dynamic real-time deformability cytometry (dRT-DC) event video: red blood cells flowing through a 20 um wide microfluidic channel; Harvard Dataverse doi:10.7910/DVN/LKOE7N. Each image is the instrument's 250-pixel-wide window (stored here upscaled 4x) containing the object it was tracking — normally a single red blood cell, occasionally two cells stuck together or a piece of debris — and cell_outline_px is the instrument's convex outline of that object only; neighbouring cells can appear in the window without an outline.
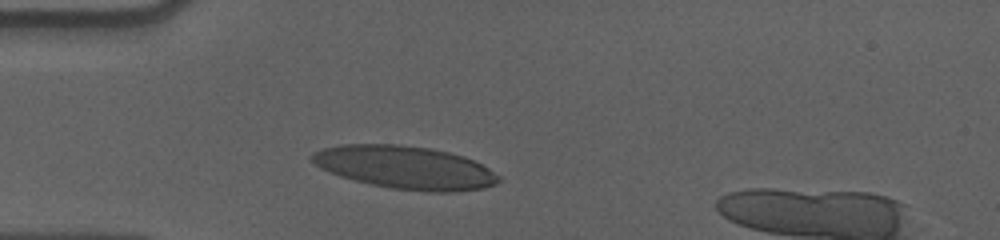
{"species": "human", "species_latin": "Homo sapiens", "temperature_condition": "cold", "stored_images_in_passage": 38, "camera_frame_rate_fps": 3000, "um_per_image_px": 0.085, "donor": {"sex": "male"}, "frame": {"image": 1, "passage_image": 7, "time_ms": 2.0, "image_size_px": [1000, 240], "cell_outline_px": [[500, 180], [496, 184], [484, 188], [456, 192], [428, 192], [392, 188], [372, 184], [340, 176], [320, 168], [308, 156], [312, 152], [324, 148], [340, 144], [400, 144], [432, 148], [464, 156], [488, 168], [500, 176]], "centroid_in_image_um": [34.44, 14.23], "position_along_channel_um": 50.6, "area_um2": 46.82}}
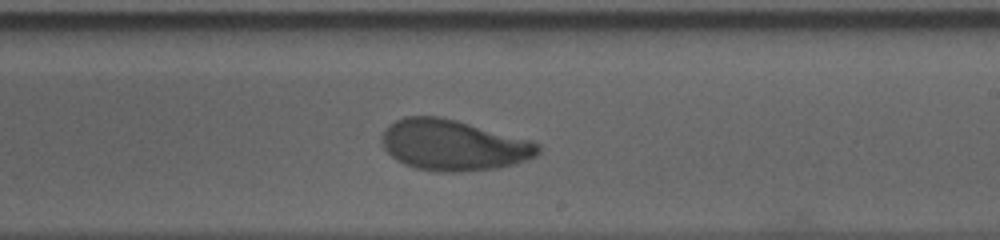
{"frame": {"image": 2, "passage_image": 25, "time_ms": 8.0, "image_size_px": [1000, 240], "cell_outline_px": [[540, 152], [536, 156], [516, 164], [500, 168], [464, 172], [436, 172], [416, 168], [404, 164], [396, 160], [384, 148], [384, 132], [388, 124], [404, 116], [440, 116], [456, 120], [532, 140], [540, 144]], "centroid_in_image_um": [38.58, 12.35], "position_along_channel_um": 250.4, "area_um2": 46.47}}
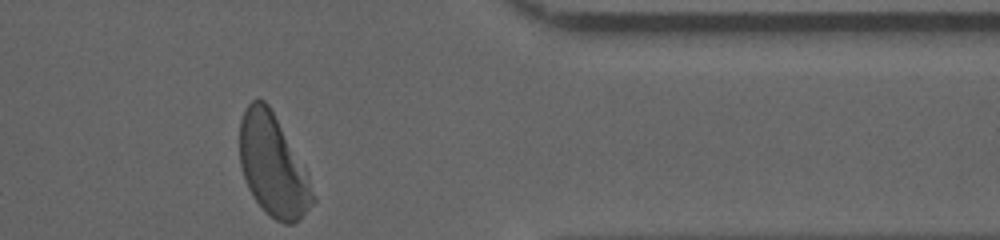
{"frame": {"image": 3, "passage_image": 38, "time_ms": 12.333, "image_size_px": [1000, 240], "cell_outline_px": [[316, 200], [300, 220], [292, 224], [284, 224], [276, 220], [252, 196], [248, 188], [240, 164], [240, 120], [244, 108], [252, 100], [264, 100], [268, 104], [308, 172], [316, 196]], "centroid_in_image_um": [23.23, 14.08], "position_along_channel_um": 388.2, "area_um2": 43.23}, "authors_computed_cell_mechanics": {"area_um2": 46.3267, "velocity_mm_per_s": 3.5599, "shape_relaxation_time_tau1_ms": 3.9951, "shape_relaxation_time_tau2_ms": 1.3037, "deformation_change_tau1": 0.1769, "deformation_change_tau2": 0.0649}}